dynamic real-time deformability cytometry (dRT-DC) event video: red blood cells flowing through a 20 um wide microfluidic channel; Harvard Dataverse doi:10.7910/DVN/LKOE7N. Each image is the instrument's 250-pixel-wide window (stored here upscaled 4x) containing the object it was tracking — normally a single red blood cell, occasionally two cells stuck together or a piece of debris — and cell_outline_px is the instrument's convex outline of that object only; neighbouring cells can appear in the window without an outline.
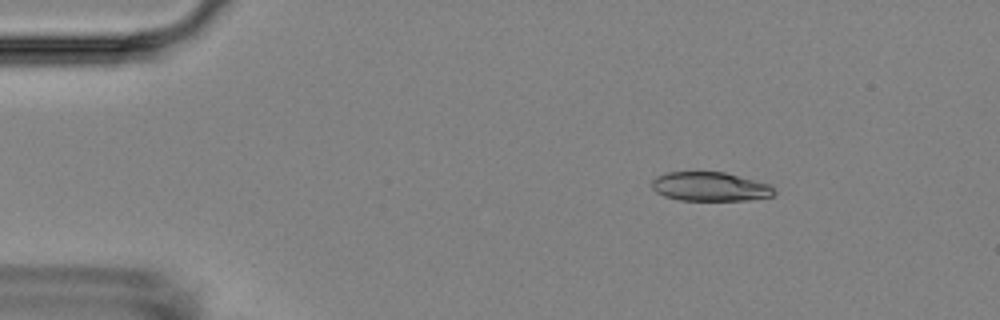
{"species": "Egyptian fruit bat (a non-hibernating species)", "species_latin": "Rousettus aegyptiacus", "temperature_condition": "room temperature", "stored_images_in_passage": 6, "camera_frame_rate_fps": 3000, "um_per_image_px": 0.085, "animal": {"sex": "female"}, "frame": {"image": 1, "passage_image": 3, "time_ms": 2.333, "image_size_px": [1000, 320], "cell_outline_px": [[776, 192], [772, 196], [748, 200], [680, 200], [664, 196], [656, 192], [652, 188], [652, 180], [656, 176], [664, 172], [724, 172], [768, 184]], "centroid_in_image_um": [60.3, 15.86], "position_along_channel_um": 24.7, "area_um2": 20.58}}